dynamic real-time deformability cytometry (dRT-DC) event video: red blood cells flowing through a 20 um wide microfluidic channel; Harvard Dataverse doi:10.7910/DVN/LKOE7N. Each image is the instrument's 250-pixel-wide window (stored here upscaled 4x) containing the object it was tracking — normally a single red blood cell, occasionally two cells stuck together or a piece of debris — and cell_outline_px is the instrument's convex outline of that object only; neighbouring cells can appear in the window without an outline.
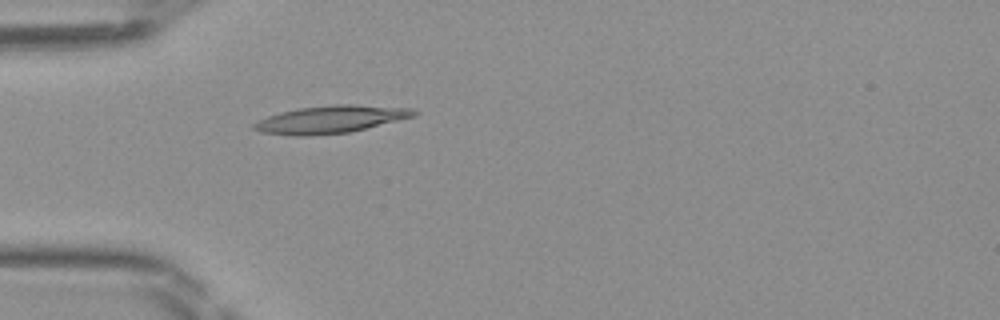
{"species": "Egyptian fruit bat (a non-hibernating species)", "species_latin": "Rousettus aegyptiacus", "temperature_condition": "room temperature", "stored_images_in_passage": 34, "camera_frame_rate_fps": 3000, "um_per_image_px": 0.085, "frame": {"image": 1, "passage_image": 1, "time_ms": 0.0, "image_size_px": [1000, 320], "cell_outline_px": [[420, 112], [416, 116], [348, 132], [304, 136], [296, 136], [260, 132], [252, 128], [252, 124], [268, 116], [280, 112], [300, 108], [332, 104], [356, 104], [412, 108]], "centroid_in_image_um": [28.13, 10.13], "position_along_channel_um": 56.9, "area_um2": 25.61}}
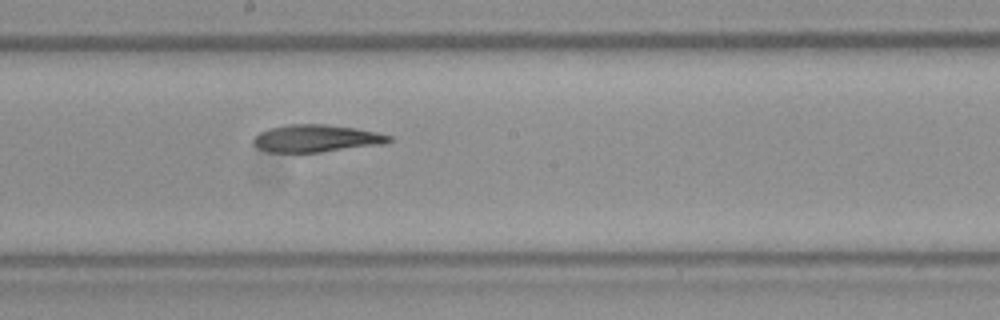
{"frame": {"image": 2, "passage_image": 13, "time_ms": 4.0, "image_size_px": [1000, 320], "cell_outline_px": [[392, 140], [384, 144], [320, 152], [268, 152], [256, 148], [252, 140], [260, 132], [268, 128], [288, 124], [324, 124], [356, 128], [376, 132], [392, 136]], "centroid_in_image_um": [26.86, 11.76], "position_along_channel_um": 221.3, "area_um2": 21.68}}
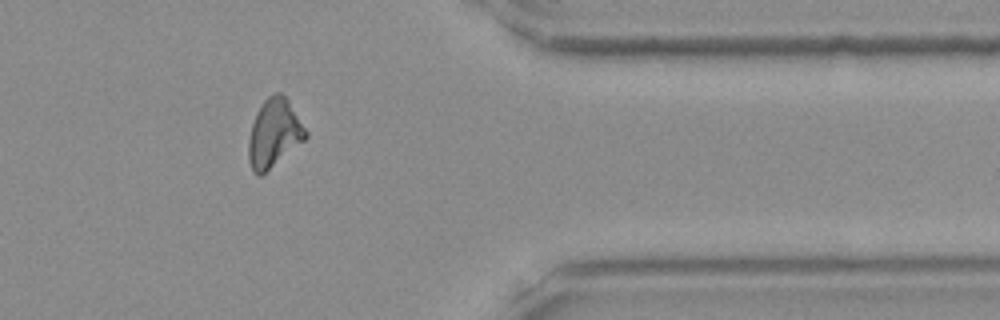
{"frame": {"image": 3, "passage_image": 26, "time_ms": 8.333, "image_size_px": [1000, 320], "cell_outline_px": [[308, 136], [304, 140], [260, 176], [256, 176], [252, 172], [248, 160], [248, 140], [252, 124], [256, 112], [264, 100], [268, 96], [276, 92], [280, 92], [288, 100], [308, 132]], "centroid_in_image_um": [23.27, 11.33], "position_along_channel_um": 388.1, "area_um2": 22.54}}